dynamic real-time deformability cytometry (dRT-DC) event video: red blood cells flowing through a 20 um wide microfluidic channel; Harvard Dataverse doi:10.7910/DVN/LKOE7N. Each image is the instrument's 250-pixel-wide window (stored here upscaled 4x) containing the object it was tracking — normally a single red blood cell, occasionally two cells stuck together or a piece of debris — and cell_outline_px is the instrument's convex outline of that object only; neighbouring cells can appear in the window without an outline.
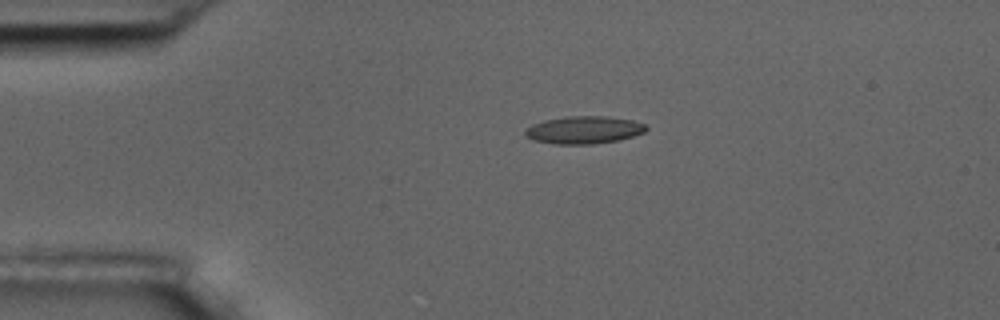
{"species": "common noctule bat (a hibernating species)", "species_latin": "Nyctalus noctula", "temperature_condition": "room temperature", "stored_images_in_passage": 3, "camera_frame_rate_fps": 3000, "um_per_image_px": 0.085, "animal": {"sex": "male", "body_mass_g": 17.5, "forearm_length_mm": 52.3}, "frame": {"image": 1, "passage_image": 2, "time_ms": 1.333, "image_size_px": [1000, 320], "cell_outline_px": [[648, 128], [644, 132], [620, 140], [592, 144], [556, 144], [532, 140], [524, 136], [524, 128], [532, 124], [544, 120], [568, 116], [608, 116], [632, 120], [644, 124]], "centroid_in_image_um": [49.59, 11.04], "position_along_channel_um": 35.4, "area_um2": 19.59}}